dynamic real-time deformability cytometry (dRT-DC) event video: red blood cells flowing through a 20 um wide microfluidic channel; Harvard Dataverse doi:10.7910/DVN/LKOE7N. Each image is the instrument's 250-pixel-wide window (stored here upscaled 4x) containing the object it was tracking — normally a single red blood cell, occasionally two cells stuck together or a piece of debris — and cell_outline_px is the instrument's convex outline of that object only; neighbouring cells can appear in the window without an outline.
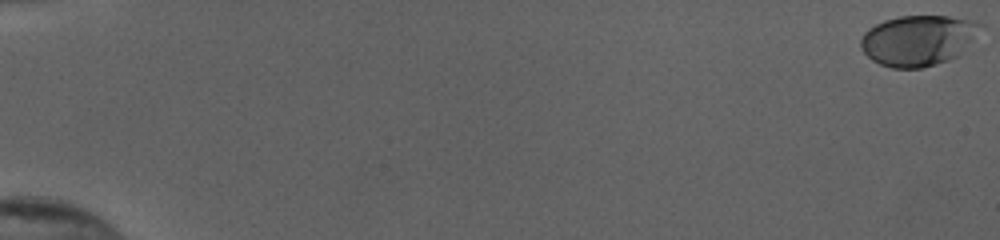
{"species": "human", "species_latin": "Homo sapiens", "temperature_condition": "cold", "stored_images_in_passage": 48, "camera_frame_rate_fps": 3000, "um_per_image_px": 0.085, "donor": {"sex": "female"}, "frame": {"image": 1, "passage_image": 1, "time_ms": 0.0, "image_size_px": [1000, 240], "cell_outline_px": [[984, 24], [976, 44], [960, 56], [936, 64], [920, 68], [892, 68], [880, 64], [872, 60], [864, 52], [860, 44], [860, 40], [864, 32], [868, 28], [884, 20], [900, 16], [948, 16], [972, 20]], "centroid_in_image_um": [78.15, 3.43], "position_along_channel_um": 6.8, "area_um2": 36.13}}
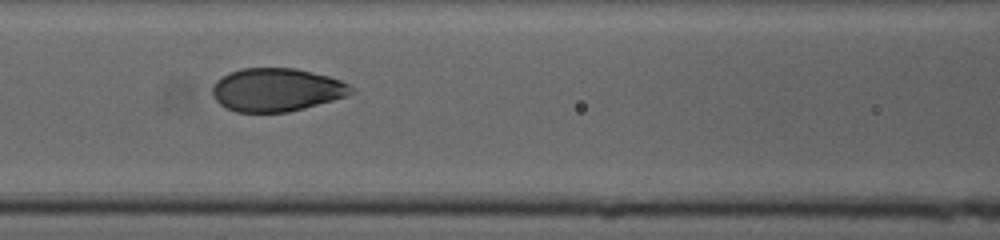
{"frame": {"image": 2, "passage_image": 27, "time_ms": 8.667, "image_size_px": [1000, 240], "cell_outline_px": [[356, 92], [348, 96], [304, 108], [288, 112], [236, 112], [220, 104], [212, 96], [212, 84], [220, 76], [228, 72], [240, 68], [296, 68], [328, 76], [340, 80], [356, 88]], "centroid_in_image_um": [23.5, 7.62], "position_along_channel_um": 143.1, "area_um2": 35.32}}
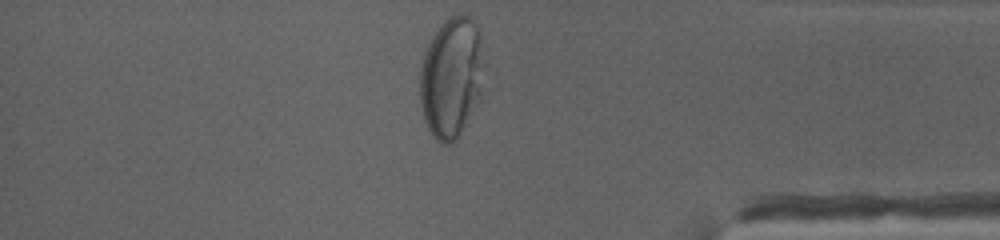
{"frame": {"image": 3, "passage_image": 48, "time_ms": 15.667, "image_size_px": [1000, 240], "cell_outline_px": [[480, 92], [476, 104], [460, 136], [452, 144], [444, 144], [436, 140], [432, 136], [424, 120], [420, 104], [420, 68], [424, 52], [436, 28], [448, 16], [460, 12], [472, 16], [480, 32]], "centroid_in_image_um": [38.31, 6.56], "position_along_channel_um": 396.9, "area_um2": 45.03}, "authors_computed_cell_mechanics": {"area_um2": 35.4603, "velocity_mm_per_s": 3.8868, "shape_relaxation_time_tau1_ms": 3.1928, "shape_relaxation_time_tau2_ms": null, "deformation_change_tau1": 0.1384, "deformation_change_tau2": null}}